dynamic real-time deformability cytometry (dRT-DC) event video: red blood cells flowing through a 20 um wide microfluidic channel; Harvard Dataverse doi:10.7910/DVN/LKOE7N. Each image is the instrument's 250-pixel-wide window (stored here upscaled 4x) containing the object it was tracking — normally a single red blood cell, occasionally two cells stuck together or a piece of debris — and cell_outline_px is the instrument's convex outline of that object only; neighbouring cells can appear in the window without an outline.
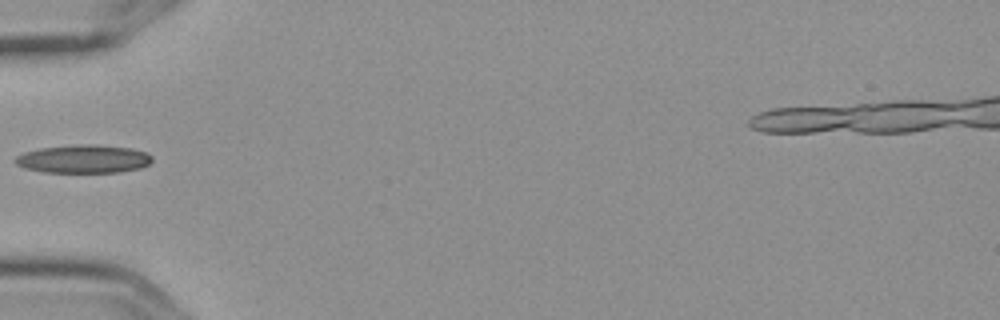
{"species": "Egyptian fruit bat (a non-hibernating species)", "species_latin": "Rousettus aegyptiacus", "temperature_condition": "cold", "stored_images_in_passage": 1, "camera_frame_rate_fps": 3000, "um_per_image_px": 0.085, "frame": {"image": 1, "passage_image": 1, "time_ms": 0.0, "image_size_px": [1000, 320], "cell_outline_px": [[152, 160], [148, 164], [140, 168], [120, 172], [44, 172], [24, 168], [16, 164], [12, 160], [16, 156], [24, 152], [40, 148], [80, 144], [96, 144], [132, 148], [148, 152], [152, 156]], "centroid_in_image_um": [7.1, 13.5], "position_along_channel_um": 77.9, "area_um2": 22.72}}